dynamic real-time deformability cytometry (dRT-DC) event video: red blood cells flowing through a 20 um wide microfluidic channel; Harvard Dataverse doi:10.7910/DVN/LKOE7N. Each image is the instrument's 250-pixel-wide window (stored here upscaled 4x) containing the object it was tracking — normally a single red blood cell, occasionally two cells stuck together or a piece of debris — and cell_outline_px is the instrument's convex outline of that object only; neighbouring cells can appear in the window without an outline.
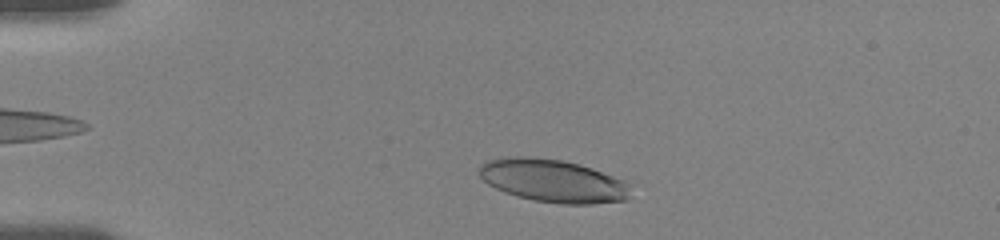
{"species": "human", "species_latin": "Homo sapiens", "temperature_condition": "room temperature", "stored_images_in_passage": 23, "camera_frame_rate_fps": 3000, "um_per_image_px": 0.085, "donor": {"sex": "female"}, "frame": {"image": 1, "passage_image": 2, "time_ms": 0.333, "image_size_px": [1000, 240], "cell_outline_px": [[636, 184], [628, 200], [592, 204], [560, 204], [532, 200], [516, 196], [504, 192], [488, 184], [480, 176], [480, 168], [484, 160], [508, 156], [532, 156], [564, 160], [580, 164], [592, 168]], "centroid_in_image_um": [47.08, 15.37], "position_along_channel_um": 37.9, "area_um2": 38.73}}
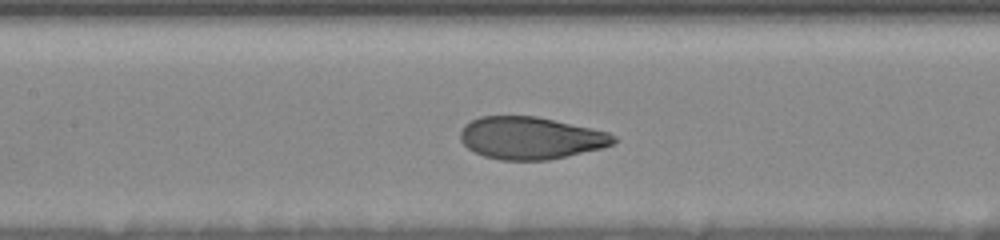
{"frame": {"image": 2, "passage_image": 14, "time_ms": 5.0, "image_size_px": [1000, 240], "cell_outline_px": [[620, 140], [612, 144], [600, 148], [548, 160], [500, 160], [484, 156], [468, 148], [460, 140], [460, 132], [464, 124], [480, 116], [536, 116], [592, 128], [608, 132], [616, 136]], "centroid_in_image_um": [45.1, 11.72], "position_along_channel_um": 162.3, "area_um2": 37.74}}
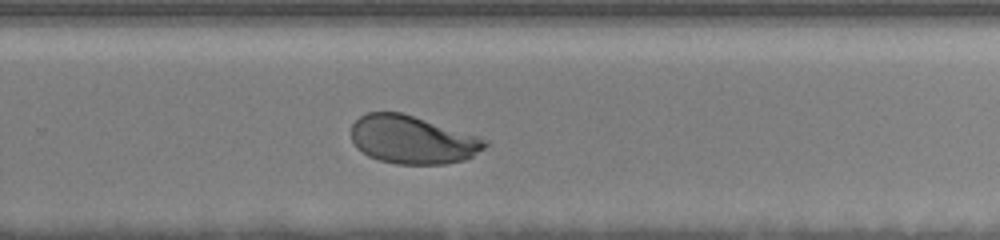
{"frame": {"image": 3, "passage_image": 23, "time_ms": 8.667, "image_size_px": [1000, 240], "cell_outline_px": [[488, 144], [484, 148], [472, 156], [464, 160], [444, 164], [396, 164], [380, 160], [368, 156], [356, 148], [352, 140], [352, 124], [360, 116], [368, 112], [400, 112], [476, 136], [488, 140]], "centroid_in_image_um": [35.02, 11.89], "position_along_channel_um": 294.8, "area_um2": 37.11}}